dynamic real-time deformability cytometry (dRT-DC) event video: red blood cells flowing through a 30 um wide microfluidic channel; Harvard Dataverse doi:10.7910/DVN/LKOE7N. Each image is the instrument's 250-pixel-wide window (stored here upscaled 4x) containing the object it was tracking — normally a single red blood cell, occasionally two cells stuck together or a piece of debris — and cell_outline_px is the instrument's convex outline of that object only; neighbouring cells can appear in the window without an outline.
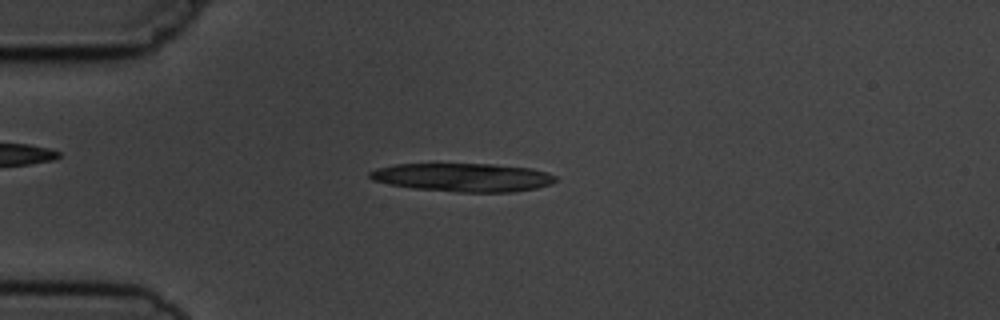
{"species": "common noctule bat (a hibernating species)", "species_latin": "Nyctalus noctula", "temperature_condition": "cold", "stored_images_in_passage": 3, "camera_frame_rate_fps": 3000, "um_per_image_px": 0.085, "animal": {"sex": "male", "body_mass_g": 19.5, "forearm_length_mm": 54.6}, "frame": {"image": 1, "passage_image": 3, "time_ms": 2.333, "image_size_px": [1000, 320], "cell_outline_px": [[556, 180], [552, 184], [536, 188], [512, 192], [456, 192], [416, 188], [392, 184], [372, 180], [368, 176], [368, 172], [376, 168], [396, 164], [492, 164], [532, 168], [556, 176]], "centroid_in_image_um": [39.36, 15.07], "position_along_channel_um": 45.6, "area_um2": 30.63}}